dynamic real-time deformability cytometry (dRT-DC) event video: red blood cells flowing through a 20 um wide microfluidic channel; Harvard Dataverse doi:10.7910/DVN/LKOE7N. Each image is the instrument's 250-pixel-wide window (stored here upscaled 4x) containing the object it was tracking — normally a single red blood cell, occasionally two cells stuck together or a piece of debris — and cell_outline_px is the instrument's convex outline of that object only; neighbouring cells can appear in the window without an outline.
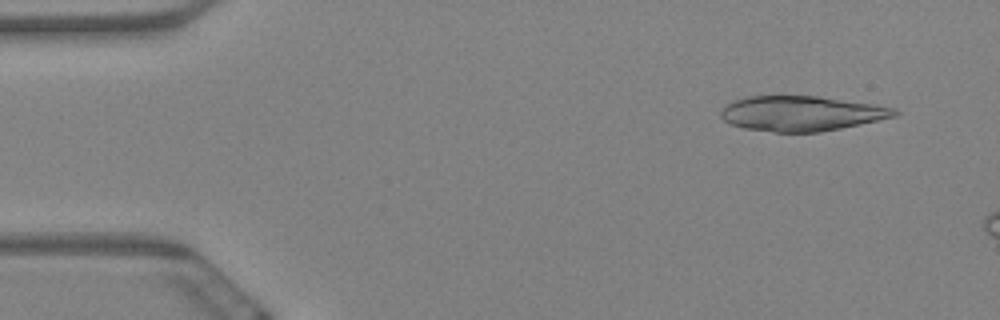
{"species": "Egyptian fruit bat (a non-hibernating species)", "species_latin": "Rousettus aegyptiacus", "temperature_condition": "warm", "stored_images_in_passage": 11, "camera_frame_rate_fps": 3000, "um_per_image_px": 0.085, "animal": {"sex": "female"}, "frame": {"image": 1, "passage_image": 1, "time_ms": 0.0, "image_size_px": [1000, 320], "cell_outline_px": [[900, 112], [896, 116], [860, 124], [820, 132], [772, 132], [744, 128], [728, 124], [720, 116], [720, 112], [724, 104], [732, 100], [748, 96], [820, 96], [872, 104], [896, 108]], "centroid_in_image_um": [68.07, 9.64], "position_along_channel_um": 16.9, "area_um2": 35.66}}